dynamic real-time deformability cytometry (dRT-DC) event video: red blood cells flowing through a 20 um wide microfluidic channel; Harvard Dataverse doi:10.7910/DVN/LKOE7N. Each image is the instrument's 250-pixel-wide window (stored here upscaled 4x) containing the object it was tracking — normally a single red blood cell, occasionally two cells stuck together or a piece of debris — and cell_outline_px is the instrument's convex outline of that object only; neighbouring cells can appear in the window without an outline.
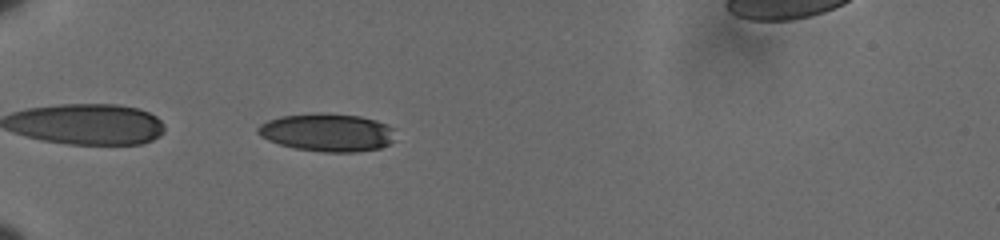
{"species": "human", "species_latin": "Homo sapiens", "temperature_condition": "cold", "stored_images_in_passage": 41, "camera_frame_rate_fps": 3000, "um_per_image_px": 0.085, "donor": {"sex": "male"}, "frame": {"image": 1, "passage_image": 2, "time_ms": 0.333, "image_size_px": [1000, 240], "cell_outline_px": [[392, 140], [388, 144], [380, 148], [356, 152], [324, 152], [296, 148], [280, 144], [268, 140], [260, 136], [256, 132], [256, 128], [260, 124], [268, 120], [280, 116], [316, 112], [324, 112], [360, 116], [376, 120], [388, 124], [392, 128]], "centroid_in_image_um": [27.78, 11.24], "position_along_channel_um": 57.2, "area_um2": 30.52}}
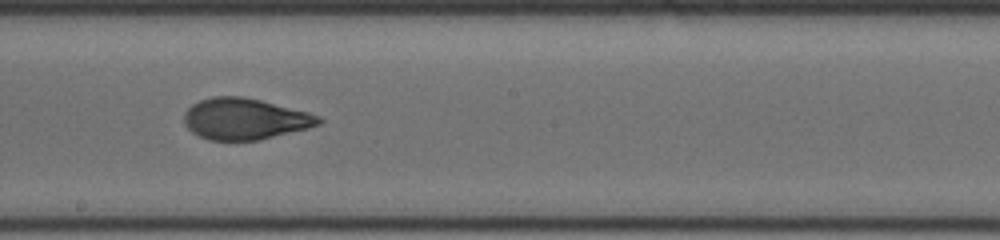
{"frame": {"image": 2, "passage_image": 18, "time_ms": 5.667, "image_size_px": [1000, 240], "cell_outline_px": [[324, 120], [320, 124], [308, 128], [260, 140], [208, 140], [192, 132], [184, 124], [184, 112], [192, 104], [200, 100], [212, 96], [244, 96], [308, 112], [320, 116]], "centroid_in_image_um": [20.81, 10.1], "position_along_channel_um": 227.4, "area_um2": 32.43}}
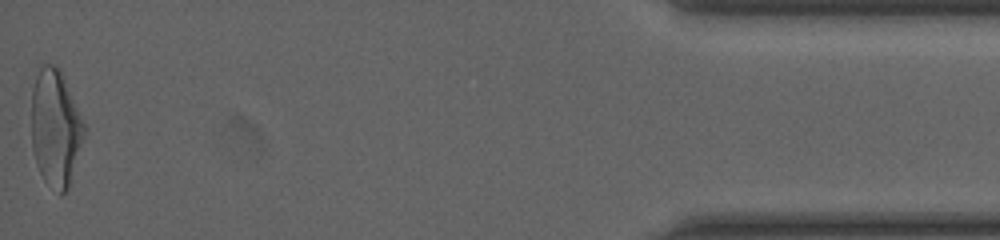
{"frame": {"image": 3, "passage_image": 41, "time_ms": 13.333, "image_size_px": [1000, 240], "cell_outline_px": [[88, 128], [68, 188], [60, 196], [44, 180], [36, 164], [32, 148], [32, 88], [36, 76], [40, 68], [44, 64], [56, 64], [64, 76]], "centroid_in_image_um": [4.75, 10.87], "position_along_channel_um": 430.4, "area_um2": 36.47}, "authors_computed_cell_mechanics": {"area_um2": 32.7148, "velocity_mm_per_s": 3.6131, "shape_relaxation_time_tau1_ms": 3.8007, "shape_relaxation_time_tau2_ms": 1.2261, "deformation_change_tau1": 0.1756, "deformation_change_tau2": 0.0714}}